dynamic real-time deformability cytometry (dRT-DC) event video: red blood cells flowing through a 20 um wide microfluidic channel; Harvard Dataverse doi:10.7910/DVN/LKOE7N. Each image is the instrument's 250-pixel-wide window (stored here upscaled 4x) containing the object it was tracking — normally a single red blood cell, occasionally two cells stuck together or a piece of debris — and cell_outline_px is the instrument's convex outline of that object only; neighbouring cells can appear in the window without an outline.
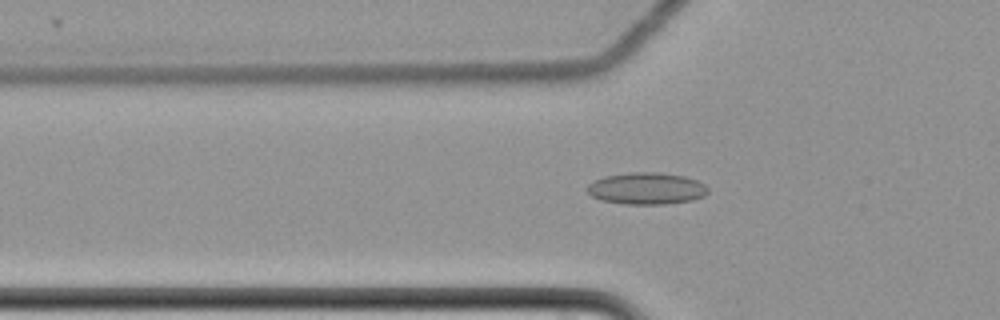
{"species": "common noctule bat (a hibernating species)", "species_latin": "Nyctalus noctula", "temperature_condition": "cold", "stored_images_in_passage": 62, "camera_frame_rate_fps": 3000, "um_per_image_px": 0.085, "animal": {"sex": "female", "body_mass_g": 22.7, "forearm_length_mm": 54.2}, "frame": {"image": 1, "passage_image": 23, "time_ms": 7.333, "image_size_px": [1000, 320], "cell_outline_px": [[708, 192], [704, 196], [692, 200], [664, 204], [624, 204], [600, 200], [592, 196], [584, 188], [588, 184], [604, 176], [628, 172], [656, 172], [684, 176], [696, 180], [704, 184], [708, 188]], "centroid_in_image_um": [54.93, 16.02], "position_along_channel_um": 70.9, "area_um2": 22.48}}
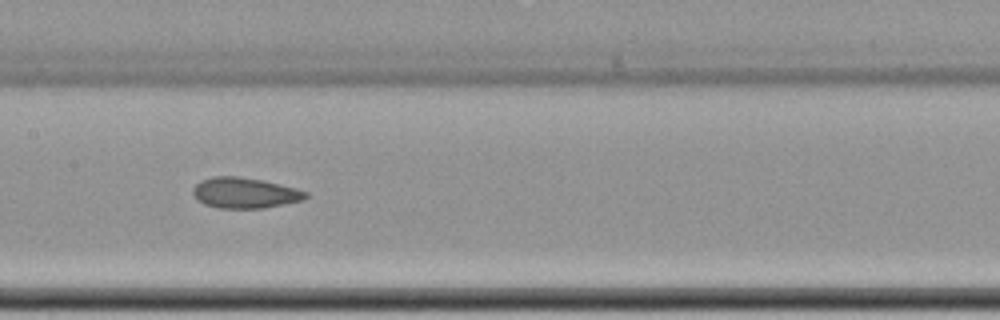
{"frame": {"image": 2, "passage_image": 33, "time_ms": 10.667, "image_size_px": [1000, 320], "cell_outline_px": [[308, 196], [304, 200], [264, 208], [216, 208], [204, 204], [196, 200], [192, 192], [192, 188], [200, 180], [212, 176], [240, 176], [260, 180], [296, 188], [308, 192]], "centroid_in_image_um": [20.77, 16.4], "position_along_channel_um": 186.6, "area_um2": 20.29}}
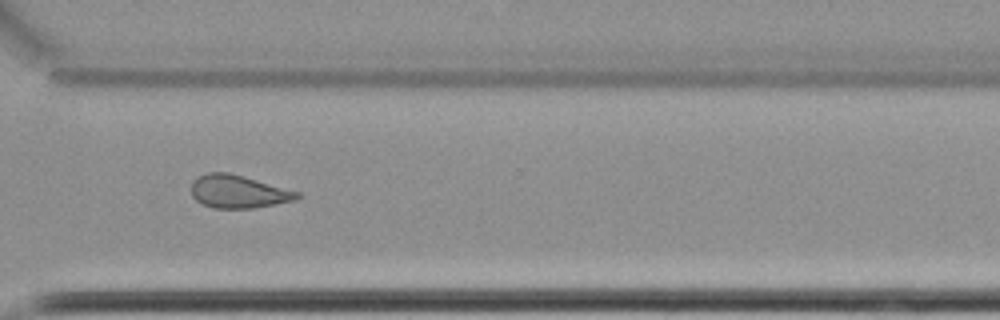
{"frame": {"image": 3, "passage_image": 47, "time_ms": 15.333, "image_size_px": [1000, 320], "cell_outline_px": [[300, 196], [296, 200], [252, 208], [216, 208], [204, 204], [196, 200], [192, 196], [192, 180], [208, 172], [228, 172], [300, 192]], "centroid_in_image_um": [20.25, 16.28], "position_along_channel_um": 350.4, "area_um2": 20.06}, "authors_computed_cell_mechanics": {"area_um2": 21.1259, "velocity_mm_per_s": 3.5083, "shape_relaxation_time_tau1_ms": null, "shape_relaxation_time_tau2_ms": 3.7896, "deformation_change_tau1": null, "deformation_change_tau2": 0.0901}}